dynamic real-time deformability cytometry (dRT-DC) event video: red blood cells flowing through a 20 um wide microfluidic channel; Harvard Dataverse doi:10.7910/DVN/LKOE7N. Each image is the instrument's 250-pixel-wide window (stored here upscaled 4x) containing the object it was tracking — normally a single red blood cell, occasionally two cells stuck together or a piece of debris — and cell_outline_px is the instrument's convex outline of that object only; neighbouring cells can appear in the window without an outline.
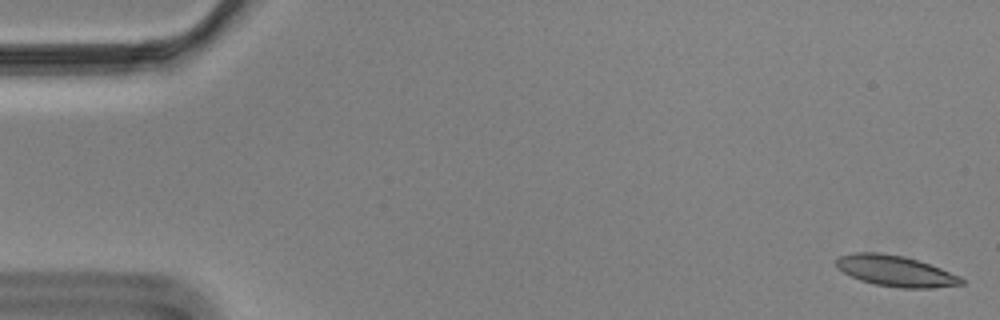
{"species": "Egyptian fruit bat (a non-hibernating species)", "species_latin": "Rousettus aegyptiacus", "temperature_condition": "cold", "stored_images_in_passage": 56, "camera_frame_rate_fps": 3000, "um_per_image_px": 0.085, "animal": {"sex": "male"}, "frame": {"image": 1, "passage_image": 1, "time_ms": 0.0, "image_size_px": [1000, 320], "cell_outline_px": [[964, 284], [932, 288], [900, 288], [876, 284], [860, 280], [844, 272], [836, 264], [836, 260], [840, 256], [856, 252], [880, 252], [904, 256], [940, 268], [960, 276], [964, 280]], "centroid_in_image_um": [76.14, 23.03], "position_along_channel_um": 8.9, "area_um2": 22.25}}
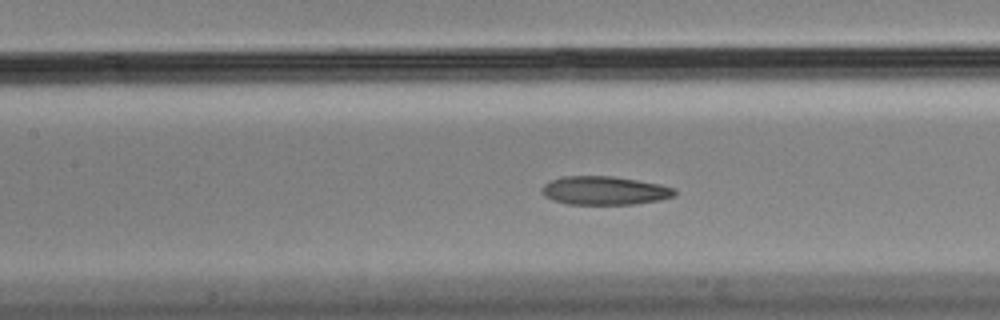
{"frame": {"image": 2, "passage_image": 25, "time_ms": 8.0, "image_size_px": [1000, 320], "cell_outline_px": [[676, 196], [660, 200], [632, 204], [568, 204], [552, 200], [544, 196], [540, 192], [540, 188], [544, 184], [552, 180], [564, 176], [612, 176], [660, 184], [676, 188]], "centroid_in_image_um": [51.38, 16.2], "position_along_channel_um": 156.0, "area_um2": 22.2}}
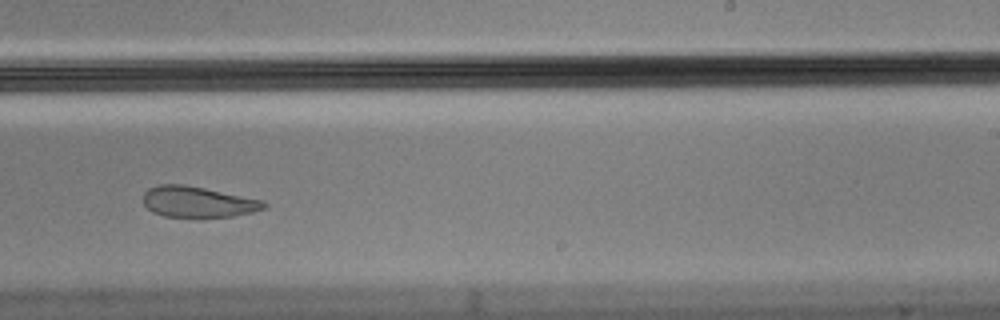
{"frame": {"image": 3, "passage_image": 35, "time_ms": 11.333, "image_size_px": [1000, 320], "cell_outline_px": [[268, 204], [264, 208], [252, 212], [232, 216], [164, 216], [152, 212], [144, 204], [144, 192], [148, 188], [160, 184], [184, 184], [264, 200]], "centroid_in_image_um": [16.81, 17.14], "position_along_channel_um": 272.2, "area_um2": 21.44}, "authors_computed_cell_mechanics": {"area_um2": 22.9177, "velocity_mm_per_s": 3.5101, "shape_relaxation_time_tau1_ms": null, "shape_relaxation_time_tau2_ms": 4.1757, "deformation_change_tau1": null, "deformation_change_tau2": 0.0941}}